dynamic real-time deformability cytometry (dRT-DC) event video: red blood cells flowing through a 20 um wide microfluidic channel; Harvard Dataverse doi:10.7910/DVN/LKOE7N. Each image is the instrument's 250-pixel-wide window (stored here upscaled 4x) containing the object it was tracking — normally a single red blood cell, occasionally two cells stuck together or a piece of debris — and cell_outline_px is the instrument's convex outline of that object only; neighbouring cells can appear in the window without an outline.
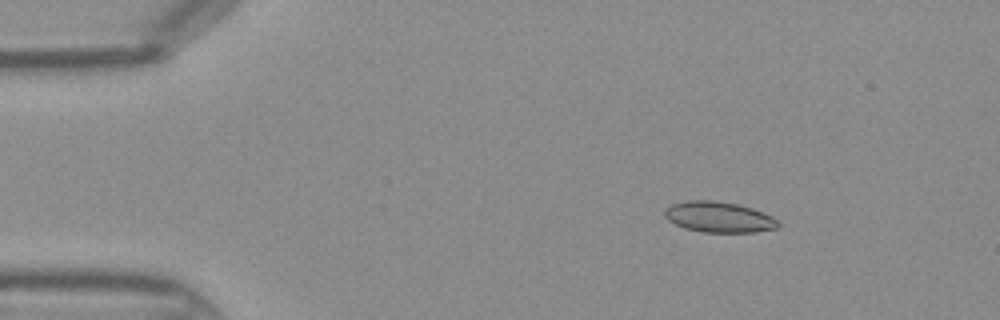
{"species": "Egyptian fruit bat (a non-hibernating species)", "species_latin": "Rousettus aegyptiacus", "temperature_condition": "warm", "stored_images_in_passage": 44, "camera_frame_rate_fps": 3000, "um_per_image_px": 0.085, "frame": {"image": 1, "passage_image": 6, "time_ms": 1.667, "image_size_px": [1000, 320], "cell_outline_px": [[780, 224], [776, 228], [756, 232], [700, 232], [684, 228], [668, 220], [664, 216], [664, 208], [672, 204], [688, 200], [716, 200], [740, 204], [752, 208], [772, 216]], "centroid_in_image_um": [61.08, 18.44], "position_along_channel_um": 23.9, "area_um2": 20.46}}
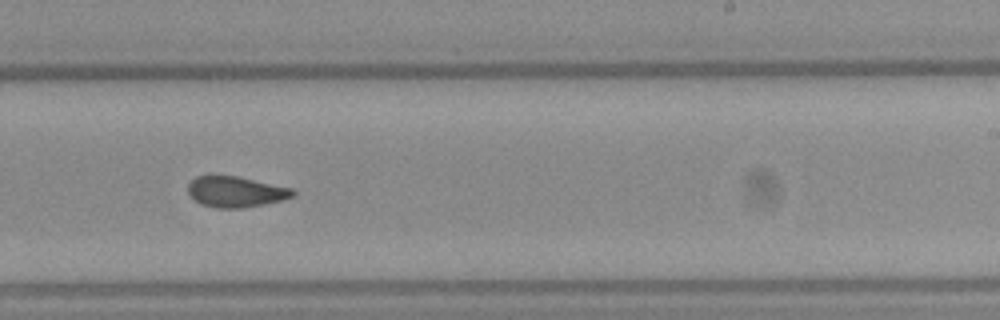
{"frame": {"image": 2, "passage_image": 27, "time_ms": 8.667, "image_size_px": [1000, 320], "cell_outline_px": [[296, 196], [284, 200], [244, 208], [216, 208], [200, 204], [188, 192], [188, 184], [196, 176], [212, 172], [236, 176], [292, 188], [296, 192]], "centroid_in_image_um": [20.02, 16.27], "position_along_channel_um": 269.0, "area_um2": 19.36}}
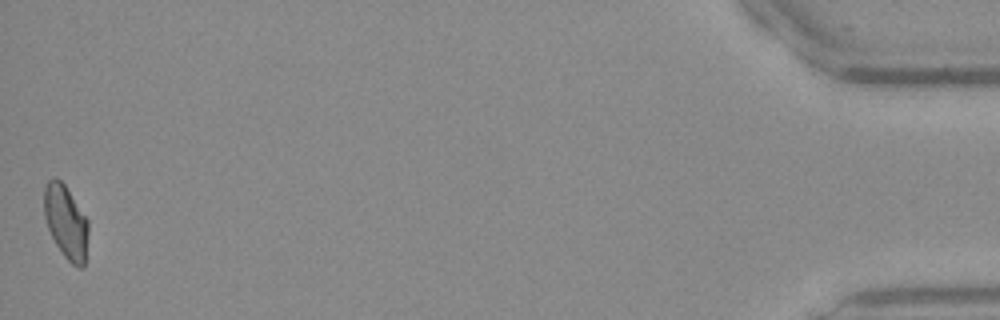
{"frame": {"image": 3, "passage_image": 44, "time_ms": 14.333, "image_size_px": [1000, 320], "cell_outline_px": [[88, 232], [84, 268], [80, 268], [72, 264], [64, 256], [56, 244], [48, 228], [44, 216], [44, 188], [48, 180], [56, 176], [64, 184], [88, 220]], "centroid_in_image_um": [5.6, 18.86], "position_along_channel_um": 429.6, "area_um2": 18.84}}